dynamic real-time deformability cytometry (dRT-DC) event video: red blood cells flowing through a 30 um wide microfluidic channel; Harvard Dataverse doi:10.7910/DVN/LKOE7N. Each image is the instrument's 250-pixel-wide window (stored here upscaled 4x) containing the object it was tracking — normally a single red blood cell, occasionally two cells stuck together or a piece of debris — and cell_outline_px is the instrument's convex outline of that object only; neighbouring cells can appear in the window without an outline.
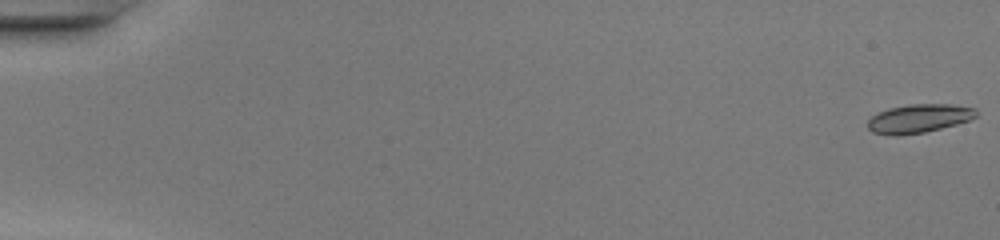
{"species": "common noctule bat (a hibernating species)", "species_latin": "Nyctalus noctula", "temperature_condition": "warm", "stored_images_in_passage": 55, "camera_frame_rate_fps": 3000, "um_per_image_px": 0.085, "animal": {"sex": "female", "body_mass_g": 20.0, "forearm_length_mm": 54.0}, "frame": {"image": 1, "passage_image": 1, "time_ms": 0.0, "image_size_px": [1000, 240], "cell_outline_px": [[976, 116], [968, 120], [956, 124], [924, 132], [900, 136], [892, 136], [872, 132], [868, 128], [868, 120], [872, 116], [888, 108], [908, 104], [948, 104], [976, 108]], "centroid_in_image_um": [78.07, 10.07], "position_along_channel_um": 6.9, "area_um2": 18.03}}
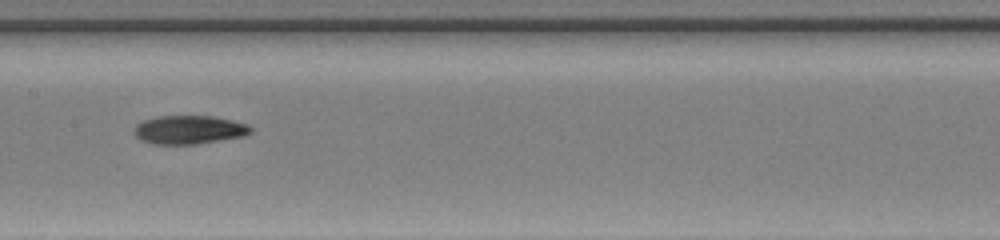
{"frame": {"image": 2, "passage_image": 32, "time_ms": 10.333, "image_size_px": [1000, 240], "cell_outline_px": [[252, 132], [244, 136], [196, 144], [152, 144], [140, 140], [132, 132], [132, 128], [136, 124], [144, 120], [156, 116], [212, 116], [232, 120], [248, 124], [252, 128]], "centroid_in_image_um": [16.04, 11.03], "position_along_channel_um": 191.4, "area_um2": 19.59}}
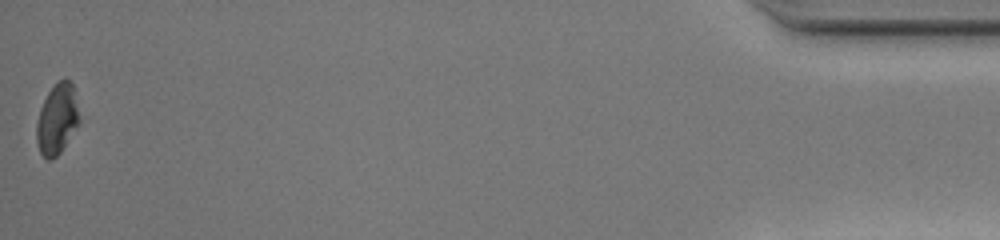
{"frame": {"image": 3, "passage_image": 55, "time_ms": 18.0, "image_size_px": [1000, 240], "cell_outline_px": [[80, 120], [60, 152], [52, 160], [48, 160], [40, 152], [36, 140], [36, 124], [40, 108], [48, 92], [64, 76], [72, 84], [80, 116]], "centroid_in_image_um": [4.84, 10.12], "position_along_channel_um": 430.4, "area_um2": 17.28}, "authors_computed_cell_mechanics": {"area_um2": 18.9584, "velocity_mm_per_s": 4.2344, "shape_relaxation_time_tau1_ms": 8.2085, "shape_relaxation_time_tau2_ms": null, "deformation_change_tau1": 0.2692, "deformation_change_tau2": null}}